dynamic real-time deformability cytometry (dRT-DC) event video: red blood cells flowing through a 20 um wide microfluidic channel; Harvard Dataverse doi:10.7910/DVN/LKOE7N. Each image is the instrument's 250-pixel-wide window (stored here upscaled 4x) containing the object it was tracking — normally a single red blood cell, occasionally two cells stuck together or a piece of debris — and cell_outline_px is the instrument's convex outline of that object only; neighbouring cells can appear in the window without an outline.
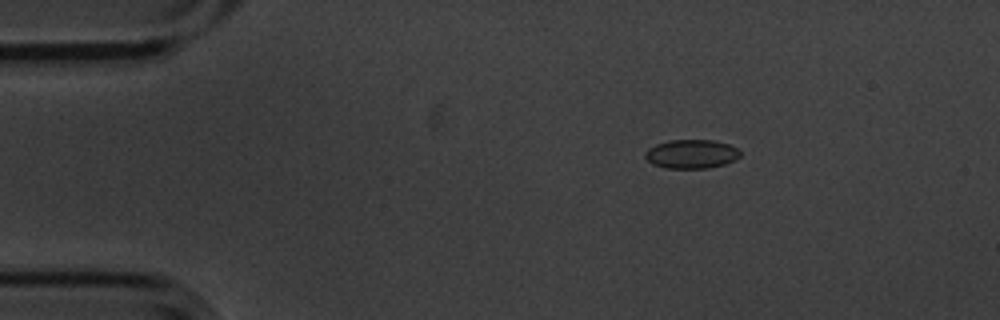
{"species": "common noctule bat (a hibernating species)", "species_latin": "Nyctalus noctula", "temperature_condition": "cold", "stored_images_in_passage": 5, "camera_frame_rate_fps": 3000, "um_per_image_px": 0.085, "animal": {"sex": "male", "body_mass_g": 20.1, "forearm_length_mm": 53.5}, "frame": {"image": 1, "passage_image": 3, "time_ms": 0.667, "image_size_px": [1000, 320], "cell_outline_px": [[740, 156], [736, 160], [724, 164], [708, 168], [664, 168], [652, 164], [644, 156], [644, 152], [648, 148], [656, 144], [668, 140], [712, 140], [728, 144], [736, 148], [740, 152]], "centroid_in_image_um": [58.74, 13.09], "position_along_channel_um": 26.3, "area_um2": 16.07}}